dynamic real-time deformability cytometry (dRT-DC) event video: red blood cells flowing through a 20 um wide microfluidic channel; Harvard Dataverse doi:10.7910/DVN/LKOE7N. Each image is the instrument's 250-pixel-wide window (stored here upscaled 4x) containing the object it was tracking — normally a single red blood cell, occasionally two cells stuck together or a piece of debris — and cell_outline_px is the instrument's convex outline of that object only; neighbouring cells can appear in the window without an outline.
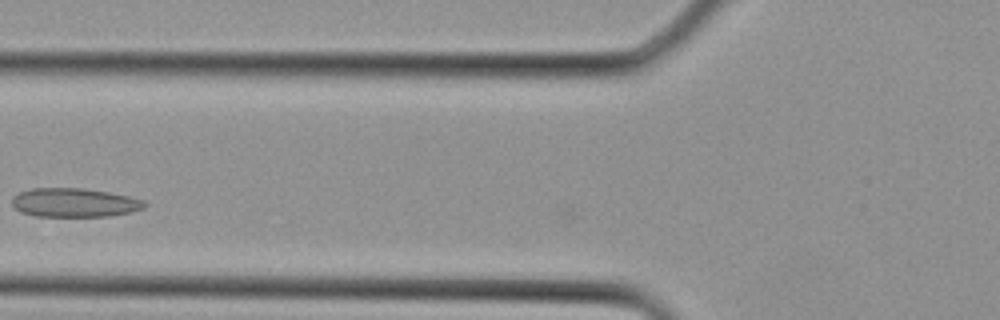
{"species": "Egyptian fruit bat (a non-hibernating species)", "species_latin": "Rousettus aegyptiacus", "temperature_condition": "cold", "stored_images_in_passage": 2, "camera_frame_rate_fps": 3000, "um_per_image_px": 0.085, "animal": {"sex": "female"}, "frame": {"image": 1, "passage_image": 2, "time_ms": 0.333, "image_size_px": [1000, 320], "cell_outline_px": [[148, 204], [144, 208], [132, 212], [108, 216], [36, 216], [20, 212], [12, 208], [12, 196], [20, 192], [32, 188], [84, 188], [108, 192], [128, 196], [144, 200]], "centroid_in_image_um": [6.31, 17.22], "position_along_channel_um": 119.5, "area_um2": 22.48}}